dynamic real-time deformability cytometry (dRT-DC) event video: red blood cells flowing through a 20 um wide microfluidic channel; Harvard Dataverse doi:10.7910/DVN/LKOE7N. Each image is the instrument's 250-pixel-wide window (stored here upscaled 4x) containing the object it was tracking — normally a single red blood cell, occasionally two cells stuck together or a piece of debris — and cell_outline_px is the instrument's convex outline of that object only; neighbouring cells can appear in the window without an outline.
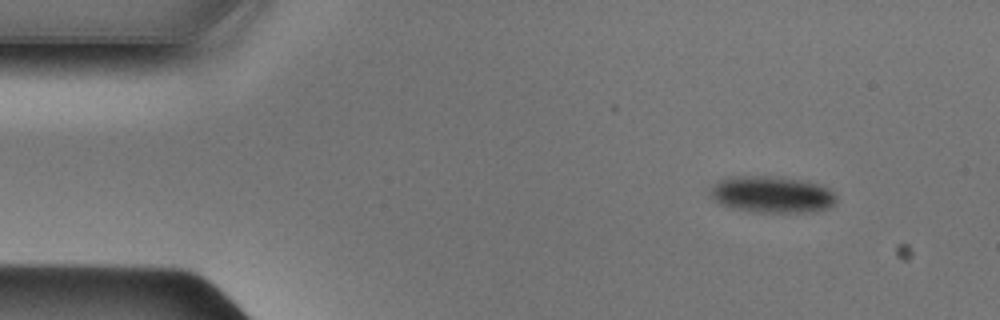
{"species": "Egyptian fruit bat (a non-hibernating species)", "species_latin": "Rousettus aegyptiacus", "temperature_condition": "cold", "stored_images_in_passage": 44, "camera_frame_rate_fps": 3000, "um_per_image_px": 0.085, "animal": {"sex": "male"}, "frame": {"image": 1, "passage_image": 1, "time_ms": 0.0, "image_size_px": [1000, 320], "cell_outline_px": [[836, 204], [828, 208], [812, 212], [760, 212], [732, 208], [720, 204], [712, 200], [708, 188], [716, 180], [728, 176], [780, 176], [820, 184], [828, 188], [836, 196]], "centroid_in_image_um": [65.56, 16.51], "position_along_channel_um": 19.4, "area_um2": 27.4}}
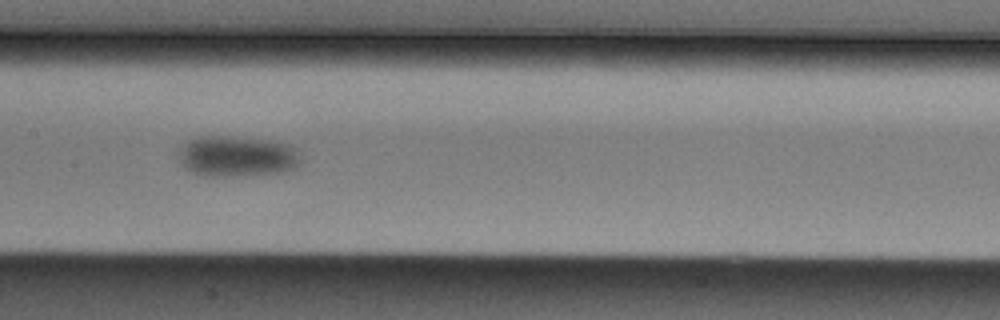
{"frame": {"image": 2, "passage_image": 19, "time_ms": 6.0, "image_size_px": [1000, 320], "cell_outline_px": [[300, 160], [292, 168], [280, 172], [244, 176], [204, 176], [192, 172], [184, 168], [176, 156], [184, 144], [188, 140], [196, 136], [228, 136], [272, 140], [288, 144], [296, 148]], "centroid_in_image_um": [20.08, 13.28], "position_along_channel_um": 187.3, "area_um2": 29.25}}
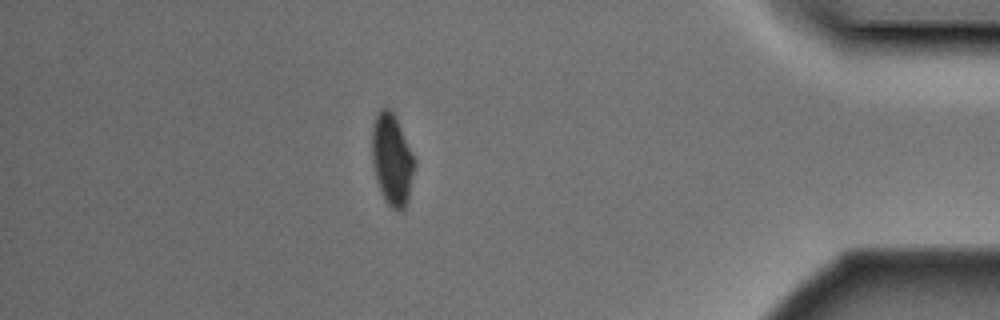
{"frame": {"image": 3, "passage_image": 38, "time_ms": 12.333, "image_size_px": [1000, 320], "cell_outline_px": [[416, 164], [408, 200], [404, 208], [400, 212], [392, 208], [384, 200], [376, 180], [372, 164], [372, 128], [376, 116], [384, 108], [388, 108], [392, 112], [416, 160]], "centroid_in_image_um": [33.32, 13.64], "position_along_channel_um": 401.9, "area_um2": 22.48}}